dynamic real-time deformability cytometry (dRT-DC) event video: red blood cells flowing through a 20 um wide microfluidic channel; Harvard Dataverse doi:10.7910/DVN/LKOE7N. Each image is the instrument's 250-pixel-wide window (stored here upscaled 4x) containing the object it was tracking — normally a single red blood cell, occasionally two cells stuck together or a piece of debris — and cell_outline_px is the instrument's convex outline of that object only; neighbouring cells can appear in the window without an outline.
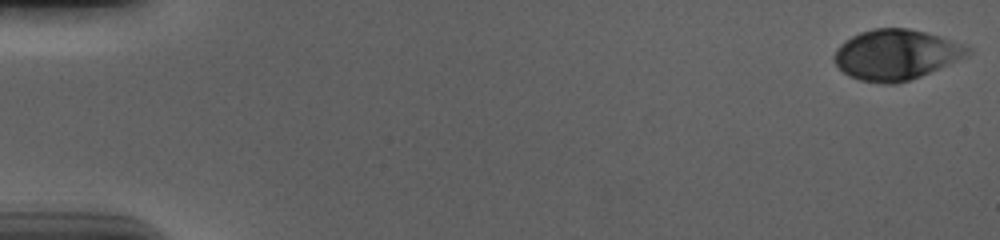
{"species": "human", "species_latin": "Homo sapiens", "temperature_condition": "cold", "stored_images_in_passage": 56, "camera_frame_rate_fps": 3000, "um_per_image_px": 0.085, "donor": {"sex": "male"}, "frame": {"image": 1, "passage_image": 1, "time_ms": 0.0, "image_size_px": [1000, 240], "cell_outline_px": [[972, 52], [968, 56], [920, 76], [896, 84], [884, 84], [860, 80], [848, 76], [836, 64], [832, 56], [836, 48], [844, 40], [860, 32], [876, 28], [908, 28], [940, 36], [968, 48]], "centroid_in_image_um": [76.11, 4.65], "position_along_channel_um": 8.9, "area_um2": 38.9}}
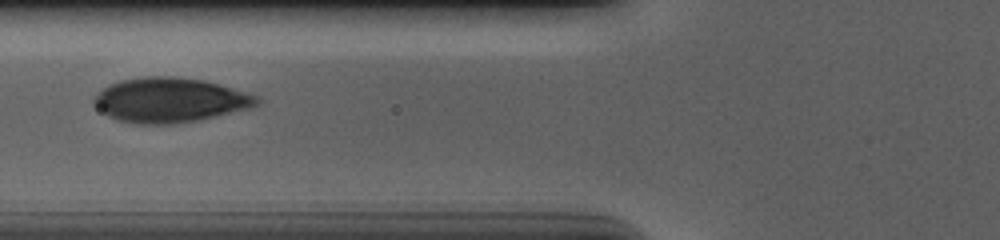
{"frame": {"image": 2, "passage_image": 23, "time_ms": 7.333, "image_size_px": [1000, 240], "cell_outline_px": [[260, 104], [248, 108], [196, 120], [172, 124], [136, 124], [120, 120], [108, 116], [92, 100], [96, 92], [108, 84], [120, 80], [144, 76], [172, 76], [204, 80], [260, 96]], "centroid_in_image_um": [14.42, 8.49], "position_along_channel_um": 111.4, "area_um2": 42.19}}
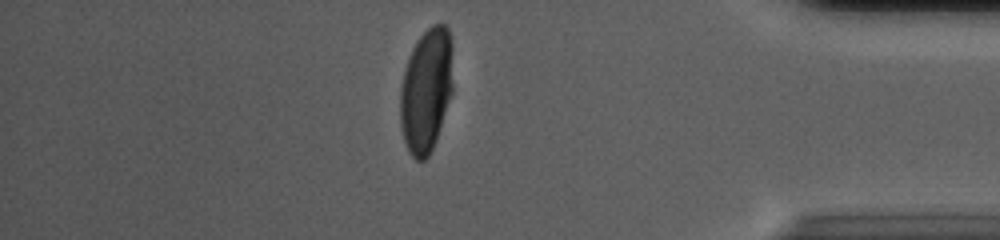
{"frame": {"image": 3, "passage_image": 49, "time_ms": 16.0, "image_size_px": [1000, 240], "cell_outline_px": [[452, 92], [436, 140], [428, 156], [424, 160], [416, 160], [408, 152], [404, 140], [400, 124], [400, 88], [408, 56], [416, 40], [432, 24], [444, 24], [448, 28], [452, 44]], "centroid_in_image_um": [36.22, 7.66], "position_along_channel_um": 399.0, "area_um2": 38.32}, "authors_computed_cell_mechanics": {"area_um2": 39.882, "velocity_mm_per_s": 3.6739, "shape_relaxation_time_tau1_ms": 3.4597, "shape_relaxation_time_tau2_ms": null, "deformation_change_tau1": 0.1736, "deformation_change_tau2": null}}